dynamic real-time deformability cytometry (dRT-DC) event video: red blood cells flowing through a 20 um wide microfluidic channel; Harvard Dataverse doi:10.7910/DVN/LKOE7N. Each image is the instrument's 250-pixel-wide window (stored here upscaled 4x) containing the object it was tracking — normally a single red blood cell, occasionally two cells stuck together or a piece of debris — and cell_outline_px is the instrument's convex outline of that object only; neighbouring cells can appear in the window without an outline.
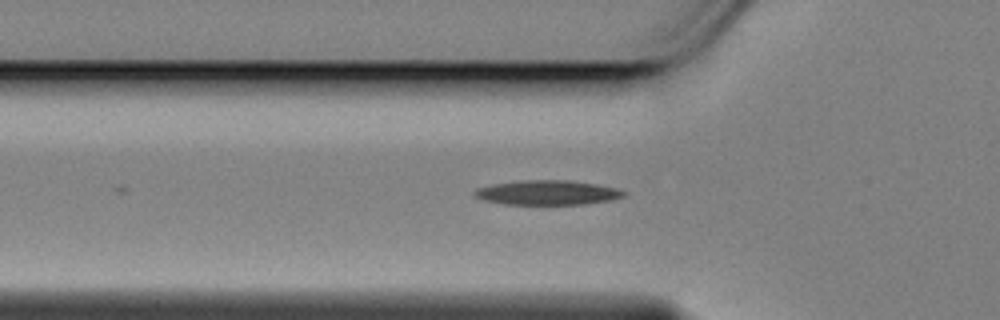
{"species": "Egyptian fruit bat (a non-hibernating species)", "species_latin": "Rousettus aegyptiacus", "temperature_condition": "cold", "stored_images_in_passage": 26, "camera_frame_rate_fps": 3000, "um_per_image_px": 0.085, "animal": {"sex": "female"}, "frame": {"image": 1, "passage_image": 14, "time_ms": 4.333, "image_size_px": [1000, 320], "cell_outline_px": [[628, 192], [624, 196], [608, 200], [584, 204], [504, 204], [484, 200], [476, 196], [476, 192], [480, 188], [496, 184], [524, 180], [568, 180], [596, 184], [616, 188]], "centroid_in_image_um": [46.6, 16.37], "position_along_channel_um": 79.2, "area_um2": 20.87}}
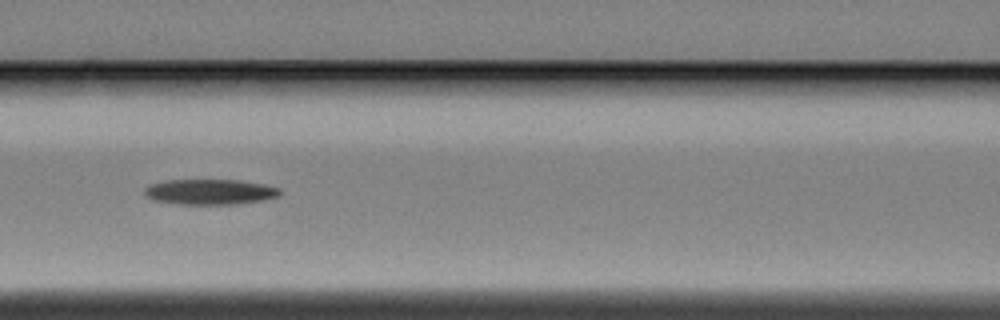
{"frame": {"image": 2, "passage_image": 20, "time_ms": 6.333, "image_size_px": [1000, 320], "cell_outline_px": [[280, 192], [276, 196], [260, 200], [236, 204], [180, 204], [156, 200], [148, 196], [144, 192], [144, 188], [152, 184], [164, 180], [236, 180], [264, 184], [280, 188]], "centroid_in_image_um": [17.83, 16.3], "position_along_channel_um": 148.8, "area_um2": 19.65}}
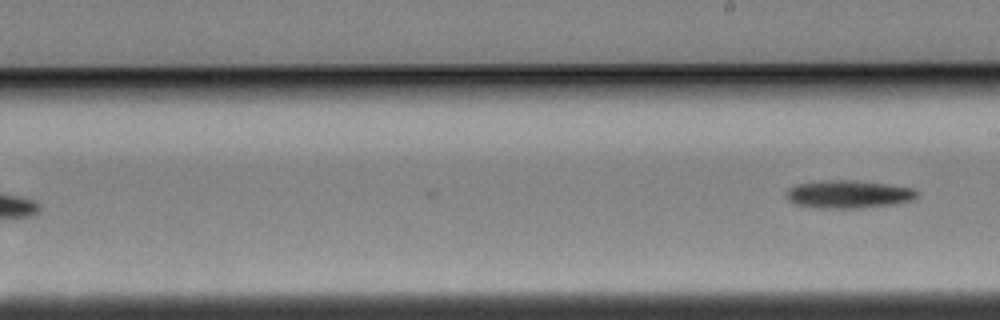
{"frame": {"image": 3, "passage_image": 26, "time_ms": 8.333, "image_size_px": [1000, 320], "cell_outline_px": [[920, 192], [912, 200], [892, 204], [864, 208], [816, 208], [796, 204], [788, 200], [784, 196], [784, 192], [788, 188], [796, 184], [820, 180], [856, 180], [888, 184], [916, 188]], "centroid_in_image_um": [72.09, 16.5], "position_along_channel_um": 216.9, "area_um2": 21.68}}